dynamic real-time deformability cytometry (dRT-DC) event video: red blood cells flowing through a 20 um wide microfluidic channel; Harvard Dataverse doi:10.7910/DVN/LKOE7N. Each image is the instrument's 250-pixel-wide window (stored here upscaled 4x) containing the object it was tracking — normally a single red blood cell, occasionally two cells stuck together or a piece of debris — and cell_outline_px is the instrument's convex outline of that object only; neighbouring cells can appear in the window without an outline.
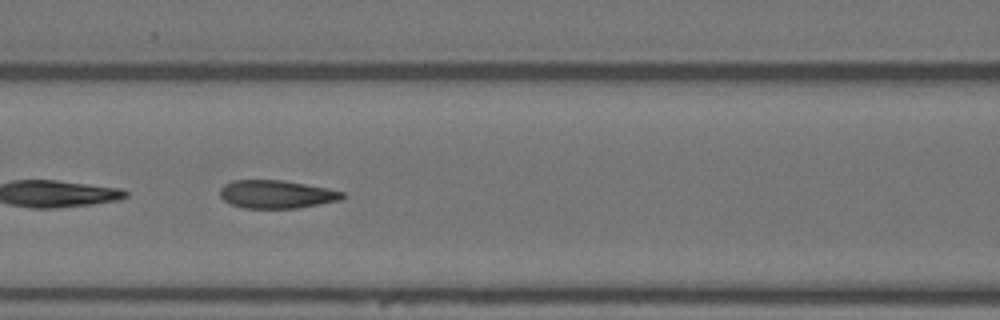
{"species": "Egyptian fruit bat (a non-hibernating species)", "species_latin": "Rousettus aegyptiacus", "temperature_condition": "warm", "stored_images_in_passage": 28, "camera_frame_rate_fps": 3000, "um_per_image_px": 0.085, "animal": {"sex": "female"}, "frame": {"image": 1, "passage_image": 22, "time_ms": 7.0, "image_size_px": [1000, 320], "cell_outline_px": [[348, 196], [340, 200], [320, 204], [296, 208], [244, 208], [232, 204], [224, 200], [220, 196], [220, 188], [224, 184], [232, 180], [280, 180], [328, 188], [344, 192]], "centroid_in_image_um": [23.52, 16.51], "position_along_channel_um": 143.1, "area_um2": 20.06}}